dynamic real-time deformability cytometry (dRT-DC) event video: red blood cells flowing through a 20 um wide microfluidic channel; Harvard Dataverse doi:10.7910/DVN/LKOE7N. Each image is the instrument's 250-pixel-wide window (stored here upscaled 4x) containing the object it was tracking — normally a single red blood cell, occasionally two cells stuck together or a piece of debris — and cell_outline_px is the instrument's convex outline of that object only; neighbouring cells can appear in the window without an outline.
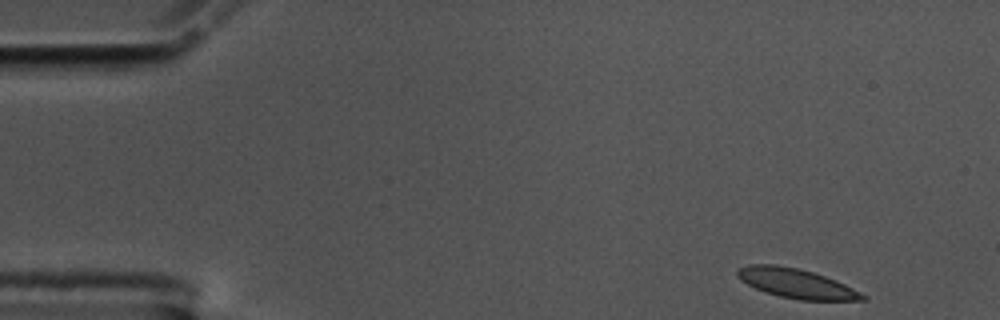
{"species": "common noctule bat (a hibernating species)", "species_latin": "Nyctalus noctula", "temperature_condition": "cold", "stored_images_in_passage": 53, "camera_frame_rate_fps": 3000, "um_per_image_px": 0.085, "animal": {"sex": "male", "body_mass_g": 17.5, "forearm_length_mm": 52.3}, "frame": {"image": 1, "passage_image": 1, "time_ms": 0.0, "image_size_px": [1000, 320], "cell_outline_px": [[868, 300], [800, 300], [780, 296], [764, 292], [740, 280], [736, 276], [736, 272], [740, 268], [748, 264], [776, 264], [796, 268], [812, 272], [836, 280], [868, 296]], "centroid_in_image_um": [67.68, 24.09], "position_along_channel_um": 17.3, "area_um2": 21.39}}
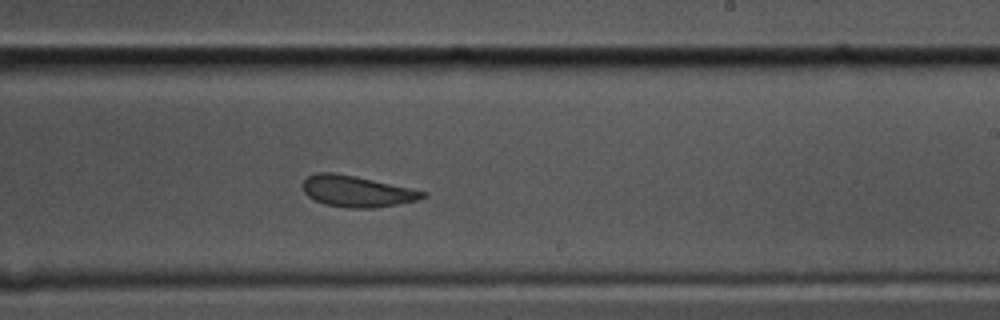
{"frame": {"image": 2, "passage_image": 30, "time_ms": 9.667, "image_size_px": [1000, 320], "cell_outline_px": [[428, 196], [416, 200], [396, 204], [372, 208], [348, 208], [324, 204], [308, 196], [304, 192], [300, 184], [308, 176], [316, 172], [336, 172], [356, 176], [428, 192]], "centroid_in_image_um": [30.29, 16.25], "position_along_channel_um": 258.7, "area_um2": 21.85}}
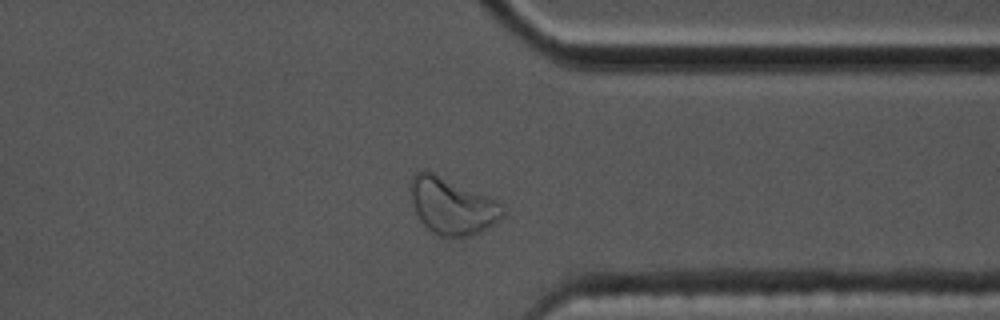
{"frame": {"image": 3, "passage_image": 40, "time_ms": 13.0, "image_size_px": [1000, 320], "cell_outline_px": [[504, 216], [492, 224], [476, 232], [464, 236], [440, 236], [432, 232], [420, 220], [416, 212], [412, 200], [412, 176], [416, 172], [432, 172], [496, 200], [504, 208]], "centroid_in_image_um": [38.42, 17.52], "position_along_channel_um": 373.0, "area_um2": 29.25}, "authors_computed_cell_mechanics": {"area_um2": 22.253, "velocity_mm_per_s": 3.5116, "shape_relaxation_time_tau1_ms": 3.447, "shape_relaxation_time_tau2_ms": 2.0615, "deformation_change_tau1": 0.1254, "deformation_change_tau2": 0.0868}}